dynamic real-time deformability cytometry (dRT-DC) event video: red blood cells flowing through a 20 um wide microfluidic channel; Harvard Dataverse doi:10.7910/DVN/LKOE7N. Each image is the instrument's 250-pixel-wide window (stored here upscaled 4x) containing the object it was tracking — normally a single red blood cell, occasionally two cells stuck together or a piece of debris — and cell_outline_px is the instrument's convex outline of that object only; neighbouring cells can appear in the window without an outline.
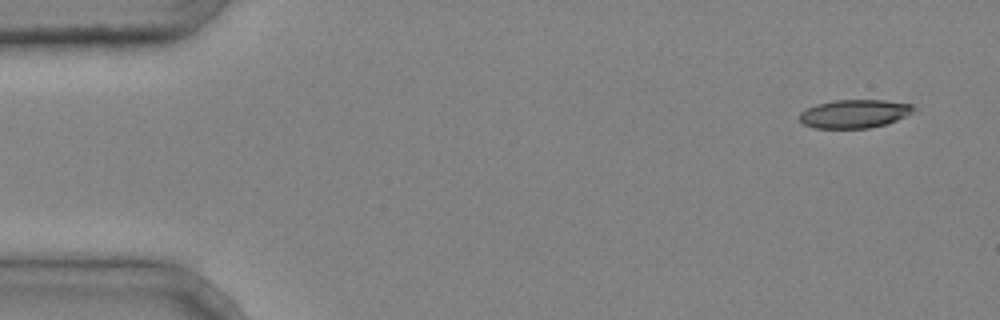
{"species": "common noctule bat (a hibernating species)", "species_latin": "Nyctalus noctula", "temperature_condition": "cold", "stored_images_in_passage": 6, "camera_frame_rate_fps": 3000, "um_per_image_px": 0.085, "animal": {"sex": "male", "body_mass_g": 20.4}, "frame": {"image": 1, "passage_image": 1, "time_ms": 0.0, "image_size_px": [1000, 320], "cell_outline_px": [[916, 108], [912, 112], [896, 120], [884, 124], [868, 128], [812, 128], [804, 124], [800, 120], [800, 112], [816, 104], [836, 100], [884, 100], [912, 104]], "centroid_in_image_um": [72.61, 9.66], "position_along_channel_um": 12.4, "area_um2": 18.73}}